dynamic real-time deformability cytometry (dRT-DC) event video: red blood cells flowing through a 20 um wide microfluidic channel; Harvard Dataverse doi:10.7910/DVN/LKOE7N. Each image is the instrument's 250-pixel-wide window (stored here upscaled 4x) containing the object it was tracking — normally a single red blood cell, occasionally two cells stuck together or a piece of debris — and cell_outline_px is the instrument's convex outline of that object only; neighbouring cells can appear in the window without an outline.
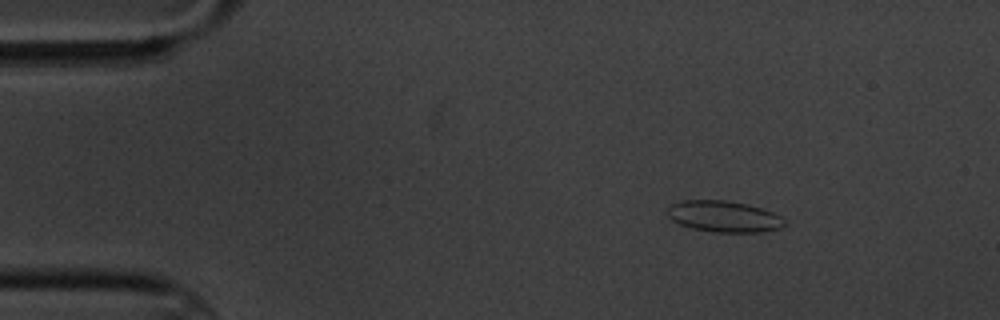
{"species": "common noctule bat (a hibernating species)", "species_latin": "Nyctalus noctula", "temperature_condition": "cold", "stored_images_in_passage": 6, "camera_frame_rate_fps": 3000, "um_per_image_px": 0.085, "animal": {"sex": "male", "body_mass_g": 20.1, "forearm_length_mm": 53.5}, "frame": {"image": 1, "passage_image": 3, "time_ms": 2.333, "image_size_px": [1000, 320], "cell_outline_px": [[784, 224], [780, 228], [764, 232], [712, 232], [692, 228], [680, 224], [672, 220], [668, 216], [668, 208], [672, 204], [680, 200], [724, 200], [748, 204], [772, 212], [780, 216], [784, 220]], "centroid_in_image_um": [61.51, 18.4], "position_along_channel_um": 23.5, "area_um2": 21.27}}